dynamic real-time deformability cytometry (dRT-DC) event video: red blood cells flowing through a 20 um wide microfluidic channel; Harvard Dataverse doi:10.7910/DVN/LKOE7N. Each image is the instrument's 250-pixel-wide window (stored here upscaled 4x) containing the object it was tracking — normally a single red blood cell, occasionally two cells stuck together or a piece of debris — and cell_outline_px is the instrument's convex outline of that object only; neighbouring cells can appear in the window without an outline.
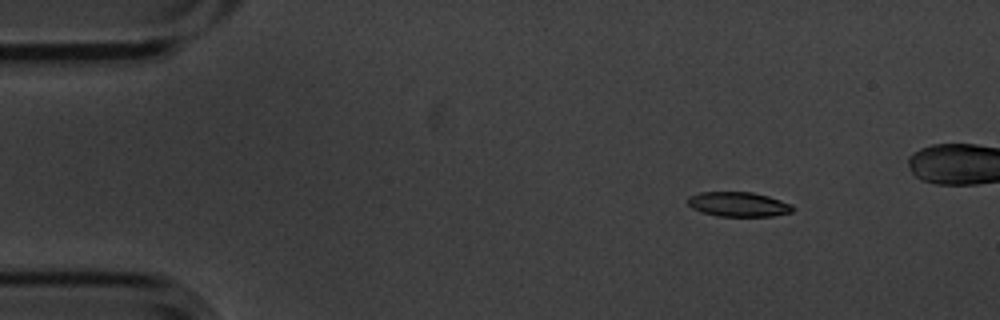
{"species": "common noctule bat (a hibernating species)", "species_latin": "Nyctalus noctula", "temperature_condition": "cold", "stored_images_in_passage": 4, "camera_frame_rate_fps": 3000, "um_per_image_px": 0.085, "animal": {"sex": "male", "body_mass_g": 20.1, "forearm_length_mm": 53.5}, "frame": {"image": 1, "passage_image": 1, "time_ms": 0.0, "image_size_px": [1000, 320], "cell_outline_px": [[792, 212], [772, 216], [716, 216], [700, 212], [692, 208], [688, 204], [688, 196], [700, 192], [752, 192], [768, 196], [792, 204]], "centroid_in_image_um": [62.73, 17.36], "position_along_channel_um": 22.3, "area_um2": 15.09}}